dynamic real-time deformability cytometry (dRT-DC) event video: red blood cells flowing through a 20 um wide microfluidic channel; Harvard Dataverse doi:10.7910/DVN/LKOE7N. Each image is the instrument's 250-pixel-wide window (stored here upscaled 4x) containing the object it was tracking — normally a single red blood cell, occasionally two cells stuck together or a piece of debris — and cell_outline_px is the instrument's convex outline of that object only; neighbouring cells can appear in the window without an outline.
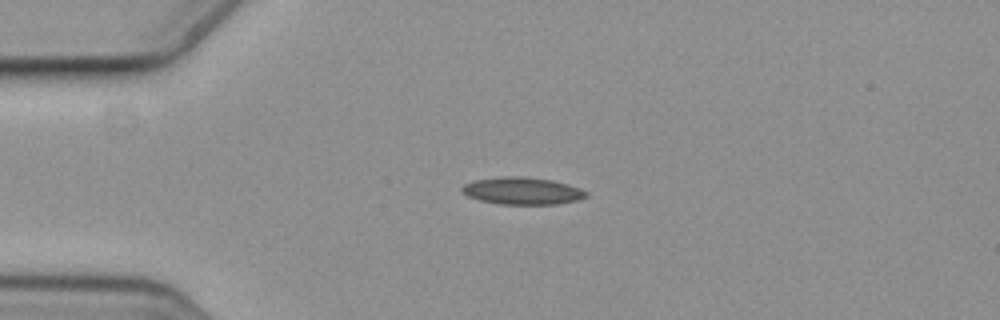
{"species": "common noctule bat (a hibernating species)", "species_latin": "Nyctalus noctula", "temperature_condition": "cold", "stored_images_in_passage": 3, "camera_frame_rate_fps": 3000, "um_per_image_px": 0.085, "animal": {"sex": "female", "body_mass_g": 19.3, "forearm_length_mm": 54.1}, "frame": {"image": 1, "passage_image": 1, "time_ms": 0.0, "image_size_px": [1000, 320], "cell_outline_px": [[588, 196], [576, 200], [556, 204], [500, 204], [480, 200], [468, 196], [460, 192], [460, 188], [464, 184], [476, 180], [504, 176], [520, 176], [552, 180], [580, 188], [588, 192]], "centroid_in_image_um": [44.37, 16.22], "position_along_channel_um": 40.6, "area_um2": 19.59}}
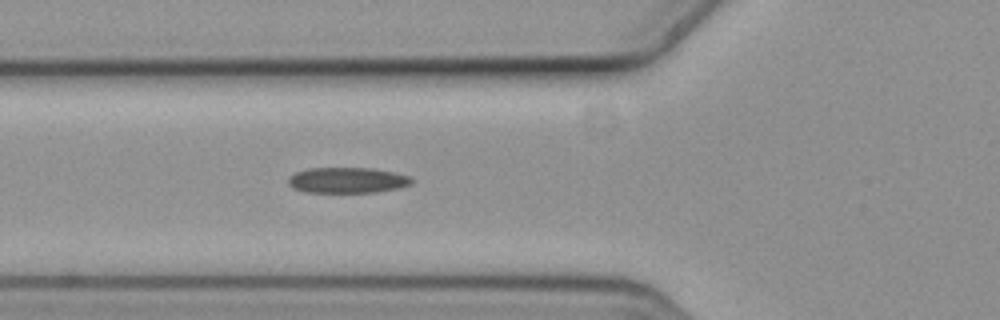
{"frame": {"image": 2, "passage_image": 3, "time_ms": 0.667, "image_size_px": [1000, 320], "cell_outline_px": [[416, 180], [412, 184], [400, 188], [376, 192], [304, 192], [292, 188], [288, 184], [288, 176], [296, 172], [308, 168], [372, 168], [396, 172], [412, 176]], "centroid_in_image_um": [29.57, 15.31], "position_along_channel_um": 96.2, "area_um2": 18.84}}